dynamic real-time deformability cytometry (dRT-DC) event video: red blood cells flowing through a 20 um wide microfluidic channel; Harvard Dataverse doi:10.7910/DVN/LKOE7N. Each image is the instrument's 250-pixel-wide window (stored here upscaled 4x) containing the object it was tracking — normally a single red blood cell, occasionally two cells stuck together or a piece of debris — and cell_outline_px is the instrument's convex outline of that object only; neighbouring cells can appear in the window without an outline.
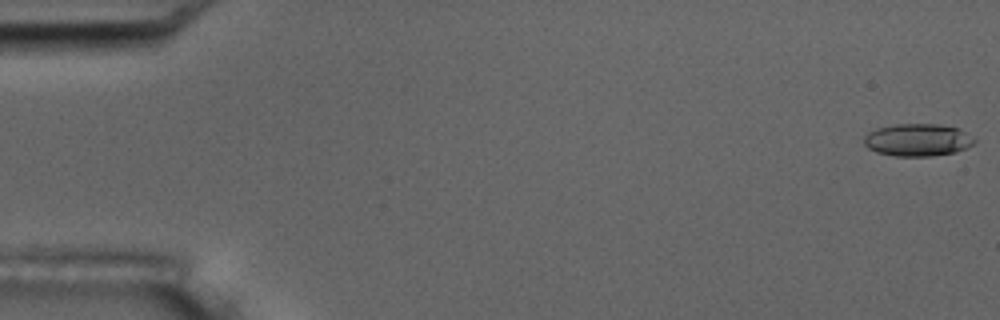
{"species": "common noctule bat (a hibernating species)", "species_latin": "Nyctalus noctula", "temperature_condition": "room temperature", "stored_images_in_passage": 5, "camera_frame_rate_fps": 3000, "um_per_image_px": 0.085, "animal": {"sex": "male", "body_mass_g": 17.5, "forearm_length_mm": 52.3}, "frame": {"image": 1, "passage_image": 1, "time_ms": 0.0, "image_size_px": [1000, 320], "cell_outline_px": [[976, 140], [972, 144], [956, 152], [932, 156], [896, 156], [876, 152], [868, 148], [864, 144], [864, 136], [868, 132], [876, 128], [896, 124], [940, 124], [960, 128]], "centroid_in_image_um": [77.98, 11.89], "position_along_channel_um": 7.0, "area_um2": 20.92}}